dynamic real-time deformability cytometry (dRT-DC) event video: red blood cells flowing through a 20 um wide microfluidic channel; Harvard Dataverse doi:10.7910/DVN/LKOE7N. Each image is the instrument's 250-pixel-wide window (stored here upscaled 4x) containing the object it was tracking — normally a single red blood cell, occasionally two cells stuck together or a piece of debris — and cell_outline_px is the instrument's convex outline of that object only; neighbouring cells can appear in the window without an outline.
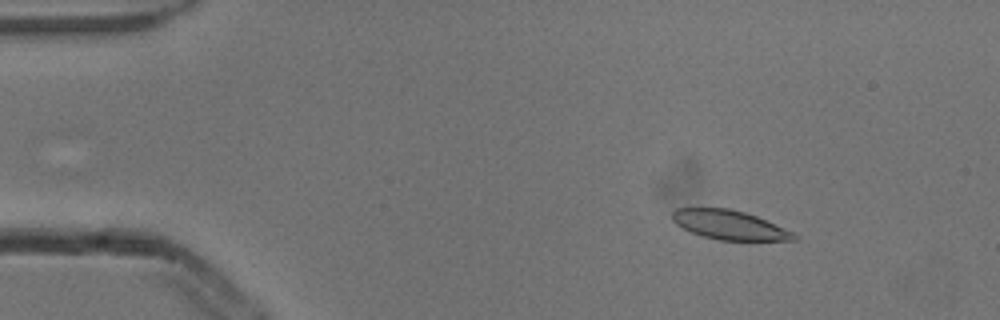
{"species": "common noctule bat (a hibernating species)", "species_latin": "Nyctalus noctula", "temperature_condition": "cold", "stored_images_in_passage": 4, "camera_frame_rate_fps": 3000, "um_per_image_px": 0.085, "animal": {"sex": "male", "body_mass_g": 13.3}, "frame": {"image": 1, "passage_image": 2, "time_ms": 0.333, "image_size_px": [1000, 320], "cell_outline_px": [[800, 240], [720, 240], [704, 236], [692, 232], [676, 224], [672, 220], [672, 212], [676, 208], [728, 208], [744, 212], [756, 216], [796, 232]], "centroid_in_image_um": [62.05, 19.12], "position_along_channel_um": 22.9, "area_um2": 20.69}}
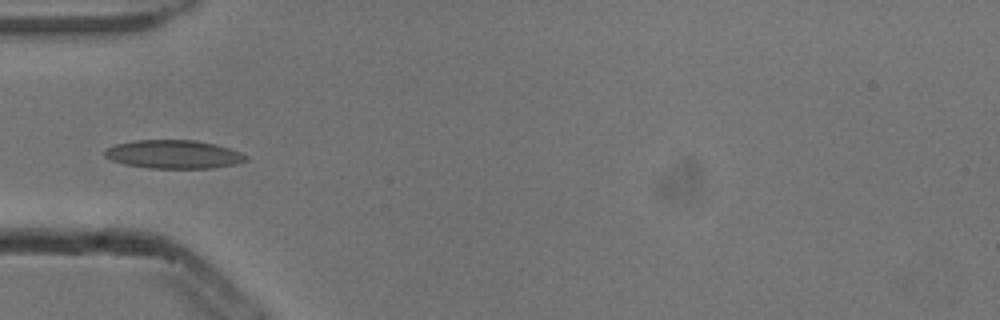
{"frame": {"image": 2, "passage_image": 4, "time_ms": 1.0, "image_size_px": [1000, 320], "cell_outline_px": [[248, 160], [236, 164], [212, 168], [148, 168], [124, 164], [112, 160], [104, 156], [104, 152], [108, 148], [116, 144], [136, 140], [196, 140], [216, 144], [240, 152], [248, 156]], "centroid_in_image_um": [14.78, 13.12], "position_along_channel_um": 70.2, "area_um2": 23.41}}